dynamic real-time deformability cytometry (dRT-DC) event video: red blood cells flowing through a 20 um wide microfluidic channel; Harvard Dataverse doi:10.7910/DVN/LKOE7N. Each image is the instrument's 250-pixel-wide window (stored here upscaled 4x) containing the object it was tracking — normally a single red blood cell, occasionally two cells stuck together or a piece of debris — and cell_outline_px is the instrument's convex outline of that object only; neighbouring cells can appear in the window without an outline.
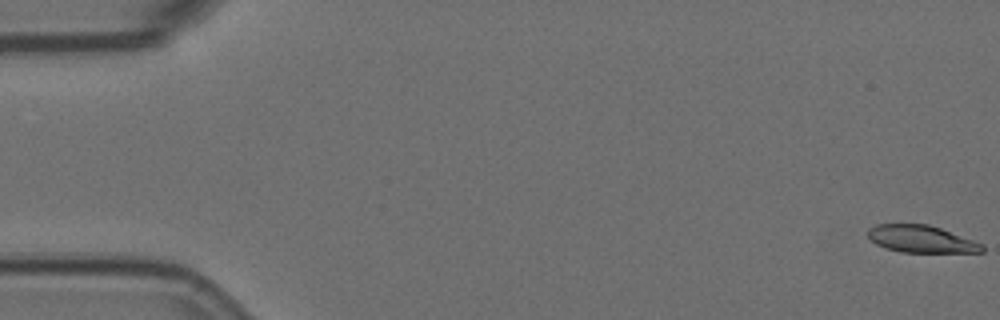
{"species": "Egyptian fruit bat (a non-hibernating species)", "species_latin": "Rousettus aegyptiacus", "temperature_condition": "room temperature", "stored_images_in_passage": 59, "camera_frame_rate_fps": 3000, "um_per_image_px": 0.085, "animal": {"sex": "female"}, "frame": {"image": 1, "passage_image": 1, "time_ms": 0.0, "image_size_px": [1000, 320], "cell_outline_px": [[984, 252], [900, 252], [884, 248], [876, 244], [868, 236], [868, 228], [876, 224], [928, 224], [940, 228], [984, 244]], "centroid_in_image_um": [78.29, 20.32], "position_along_channel_um": 6.7, "area_um2": 18.09}}
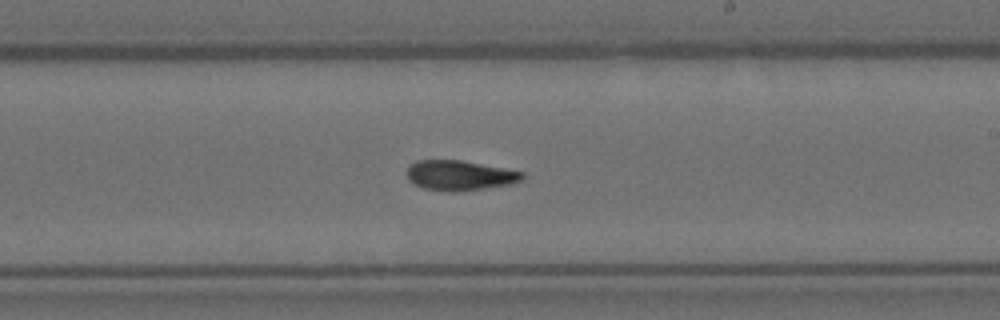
{"frame": {"image": 2, "passage_image": 34, "time_ms": 11.0, "image_size_px": [1000, 320], "cell_outline_px": [[524, 176], [520, 180], [508, 184], [456, 192], [452, 192], [424, 188], [408, 180], [408, 164], [416, 160], [460, 160], [504, 168], [524, 172]], "centroid_in_image_um": [39.03, 14.89], "position_along_channel_um": 250.0, "area_um2": 19.88}}
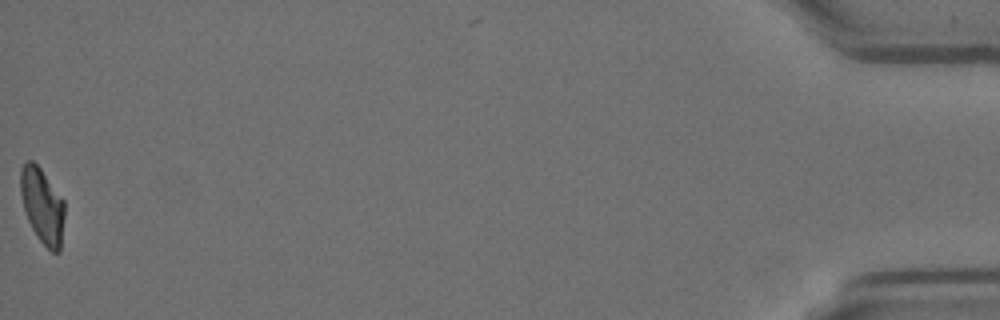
{"frame": {"image": 3, "passage_image": 58, "time_ms": 19.0, "image_size_px": [1000, 320], "cell_outline_px": [[64, 216], [60, 252], [52, 252], [36, 236], [28, 220], [24, 208], [20, 192], [20, 168], [28, 160], [32, 160], [40, 168], [64, 200]], "centroid_in_image_um": [3.59, 17.48], "position_along_channel_um": 431.6, "area_um2": 19.19}, "authors_computed_cell_mechanics": {"area_um2": 20.1144, "velocity_mm_per_s": 3.5542, "shape_relaxation_time_tau1_ms": 6.2538, "shape_relaxation_time_tau2_ms": 4.3197, "deformation_change_tau1": 0.1904, "deformation_change_tau2": 0.1212}}